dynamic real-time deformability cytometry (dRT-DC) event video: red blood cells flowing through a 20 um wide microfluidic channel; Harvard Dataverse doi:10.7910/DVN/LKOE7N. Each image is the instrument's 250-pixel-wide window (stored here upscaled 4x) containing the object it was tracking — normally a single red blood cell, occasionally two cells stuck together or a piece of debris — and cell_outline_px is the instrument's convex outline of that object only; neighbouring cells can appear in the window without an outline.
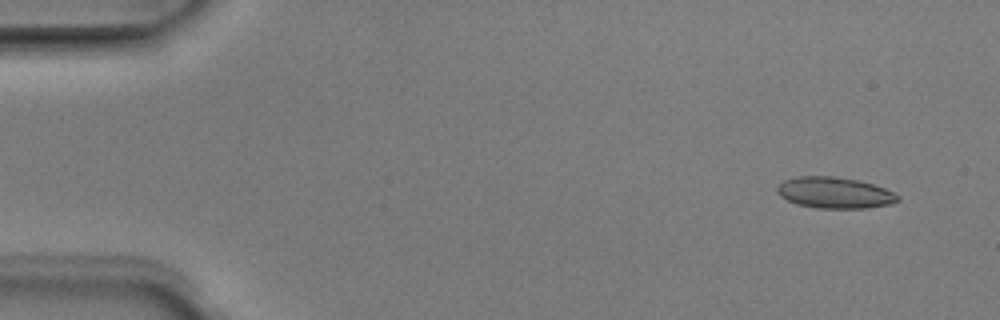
{"species": "Egyptian fruit bat (a non-hibernating species)", "species_latin": "Rousettus aegyptiacus", "temperature_condition": "room temperature", "stored_images_in_passage": 4, "camera_frame_rate_fps": 3000, "um_per_image_px": 0.085, "animal": {"sex": "male"}, "frame": {"image": 1, "passage_image": 1, "time_ms": 0.0, "image_size_px": [1000, 320], "cell_outline_px": [[900, 200], [892, 204], [868, 208], [816, 208], [796, 204], [780, 196], [776, 192], [776, 188], [784, 180], [796, 176], [832, 176], [856, 180], [872, 184], [896, 192], [900, 196]], "centroid_in_image_um": [70.96, 16.39], "position_along_channel_um": 14.0, "area_um2": 22.08}}
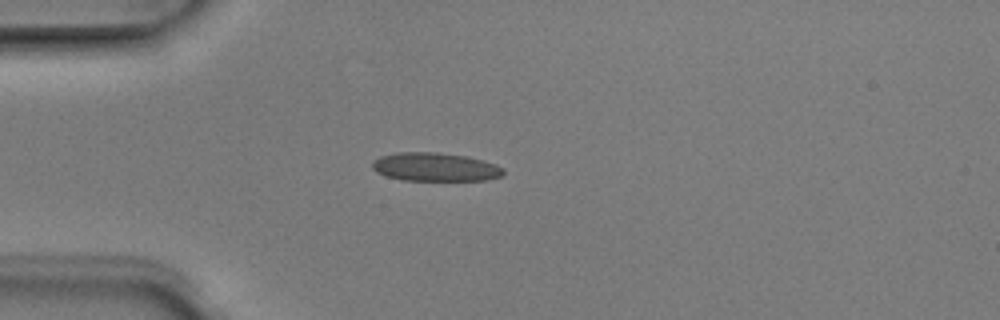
{"frame": {"image": 2, "passage_image": 4, "time_ms": 1.0, "image_size_px": [1000, 320], "cell_outline_px": [[504, 172], [500, 176], [484, 180], [400, 180], [376, 172], [372, 168], [372, 160], [380, 156], [396, 152], [436, 152], [468, 156], [496, 164], [504, 168]], "centroid_in_image_um": [36.96, 14.18], "position_along_channel_um": 48.0, "area_um2": 21.85}}